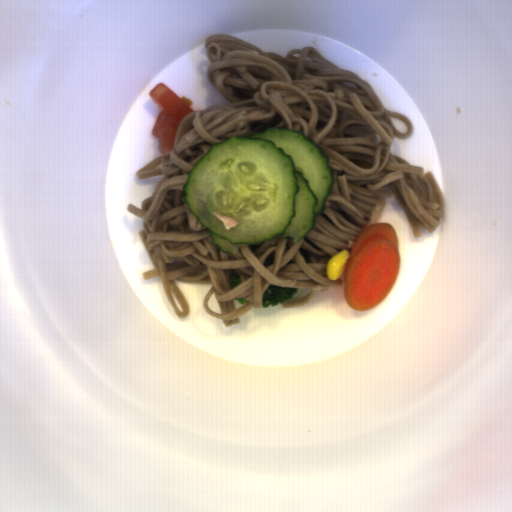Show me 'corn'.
<instances>
[{
  "instance_id": "corn-1",
  "label": "corn",
  "mask_w": 512,
  "mask_h": 512,
  "mask_svg": "<svg viewBox=\"0 0 512 512\" xmlns=\"http://www.w3.org/2000/svg\"><path fill=\"white\" fill-rule=\"evenodd\" d=\"M350 253L346 248L329 258L326 266V279L336 281L346 271Z\"/></svg>"
}]
</instances>
